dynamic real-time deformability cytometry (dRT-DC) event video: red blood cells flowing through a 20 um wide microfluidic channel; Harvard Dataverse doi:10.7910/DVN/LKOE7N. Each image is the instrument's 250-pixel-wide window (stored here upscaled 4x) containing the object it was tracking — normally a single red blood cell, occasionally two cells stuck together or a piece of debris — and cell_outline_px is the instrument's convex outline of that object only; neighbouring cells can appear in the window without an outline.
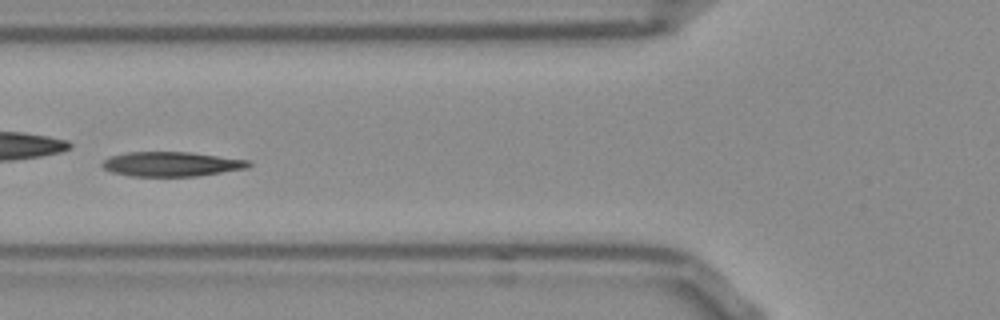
{"species": "Egyptian fruit bat (a non-hibernating species)", "species_latin": "Rousettus aegyptiacus", "temperature_condition": "room temperature", "stored_images_in_passage": 35, "camera_frame_rate_fps": 3000, "um_per_image_px": 0.085, "frame": {"image": 1, "passage_image": 11, "time_ms": 3.333, "image_size_px": [1000, 320], "cell_outline_px": [[252, 164], [248, 168], [196, 176], [132, 176], [112, 172], [104, 168], [100, 164], [104, 160], [112, 156], [128, 152], [188, 152], [252, 160]], "centroid_in_image_um": [14.62, 13.94], "position_along_channel_um": 111.2, "area_um2": 20.92}, "authors_computed_cell_mechanics": {"area_um2": 21.1548, "velocity_mm_per_s": 3.8116, "shape_relaxation_time_tau1_ms": 5.976, "shape_relaxation_time_tau2_ms": 4.6669, "deformation_change_tau1": 0.18, "deformation_change_tau2": 0.0937}}